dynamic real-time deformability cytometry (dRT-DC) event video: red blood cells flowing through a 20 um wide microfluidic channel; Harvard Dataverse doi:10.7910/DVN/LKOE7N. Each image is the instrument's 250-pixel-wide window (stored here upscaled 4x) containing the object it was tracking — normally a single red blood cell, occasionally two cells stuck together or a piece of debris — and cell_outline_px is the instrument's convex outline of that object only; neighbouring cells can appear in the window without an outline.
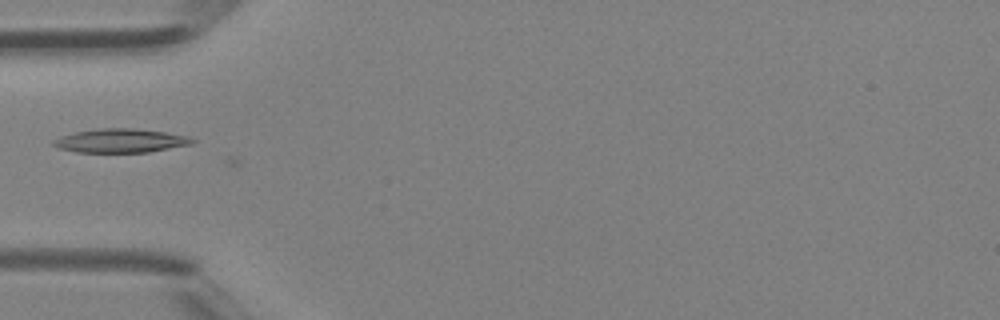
{"species": "Egyptian fruit bat (a non-hibernating species)", "species_latin": "Rousettus aegyptiacus", "temperature_condition": "room temperature", "stored_images_in_passage": 20, "camera_frame_rate_fps": 3000, "um_per_image_px": 0.085, "animal": {"sex": "female"}, "frame": {"image": 1, "passage_image": 2, "time_ms": 0.333, "image_size_px": [1000, 320], "cell_outline_px": [[196, 140], [192, 144], [148, 152], [76, 152], [56, 148], [52, 144], [52, 140], [60, 136], [76, 132], [96, 128], [132, 128], [164, 132], [188, 136]], "centroid_in_image_um": [10.21, 11.96], "position_along_channel_um": 74.8, "area_um2": 19.31}}
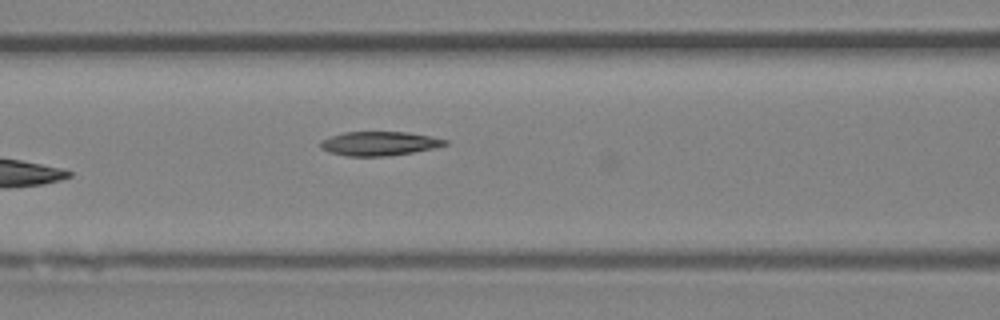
{"frame": {"image": 2, "passage_image": 6, "time_ms": 1.667, "image_size_px": [1000, 320], "cell_outline_px": [[448, 144], [432, 148], [412, 152], [388, 156], [348, 156], [328, 152], [320, 148], [320, 140], [344, 132], [408, 132], [432, 136], [448, 140]], "centroid_in_image_um": [32.22, 12.19], "position_along_channel_um": 134.4, "area_um2": 17.46}, "authors_computed_cell_mechanics": {"area_um2": 19.6809, "velocity_mm_per_s": 4.4281, "shape_relaxation_time_tau1_ms": null, "shape_relaxation_time_tau2_ms": 3.8303, "deformation_change_tau1": null, "deformation_change_tau2": 0.0851}}